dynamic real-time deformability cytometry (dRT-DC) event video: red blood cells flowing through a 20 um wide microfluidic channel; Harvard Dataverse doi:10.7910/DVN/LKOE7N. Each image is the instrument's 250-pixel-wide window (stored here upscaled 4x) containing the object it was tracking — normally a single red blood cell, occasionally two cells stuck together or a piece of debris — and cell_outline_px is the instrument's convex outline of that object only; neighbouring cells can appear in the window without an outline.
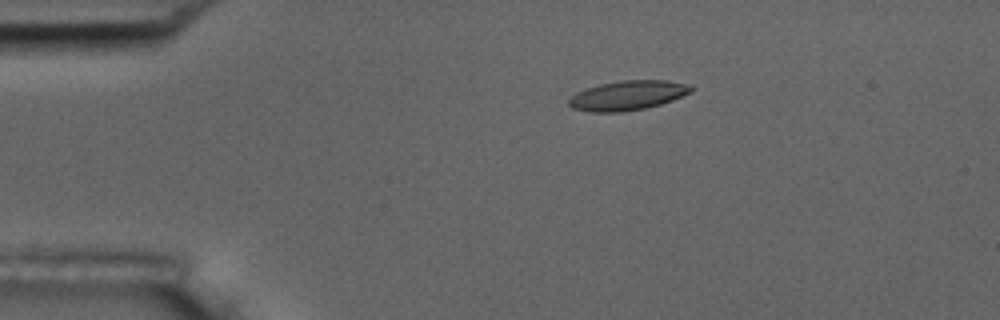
{"species": "common noctule bat (a hibernating species)", "species_latin": "Nyctalus noctula", "temperature_condition": "room temperature", "stored_images_in_passage": 7, "camera_frame_rate_fps": 3000, "um_per_image_px": 0.085, "animal": {"sex": "male", "body_mass_g": 17.5, "forearm_length_mm": 52.3}, "frame": {"image": 1, "passage_image": 3, "time_ms": 3.0, "image_size_px": [1000, 320], "cell_outline_px": [[696, 88], [692, 92], [672, 100], [660, 104], [644, 108], [620, 112], [588, 112], [572, 108], [568, 104], [568, 100], [576, 92], [600, 84], [624, 80], [668, 80], [684, 84]], "centroid_in_image_um": [53.34, 8.11], "position_along_channel_um": 31.7, "area_um2": 20.92}}
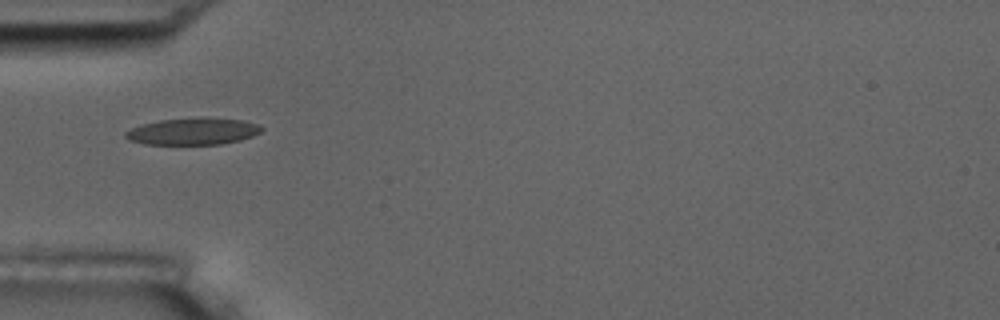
{"frame": {"image": 2, "passage_image": 5, "time_ms": 5.333, "image_size_px": [1000, 320], "cell_outline_px": [[264, 128], [260, 132], [252, 136], [240, 140], [220, 144], [144, 144], [128, 140], [124, 136], [124, 132], [132, 128], [144, 124], [160, 120], [200, 116], [204, 116], [244, 120], [260, 124]], "centroid_in_image_um": [16.43, 11.14], "position_along_channel_um": 68.6, "area_um2": 21.62}}